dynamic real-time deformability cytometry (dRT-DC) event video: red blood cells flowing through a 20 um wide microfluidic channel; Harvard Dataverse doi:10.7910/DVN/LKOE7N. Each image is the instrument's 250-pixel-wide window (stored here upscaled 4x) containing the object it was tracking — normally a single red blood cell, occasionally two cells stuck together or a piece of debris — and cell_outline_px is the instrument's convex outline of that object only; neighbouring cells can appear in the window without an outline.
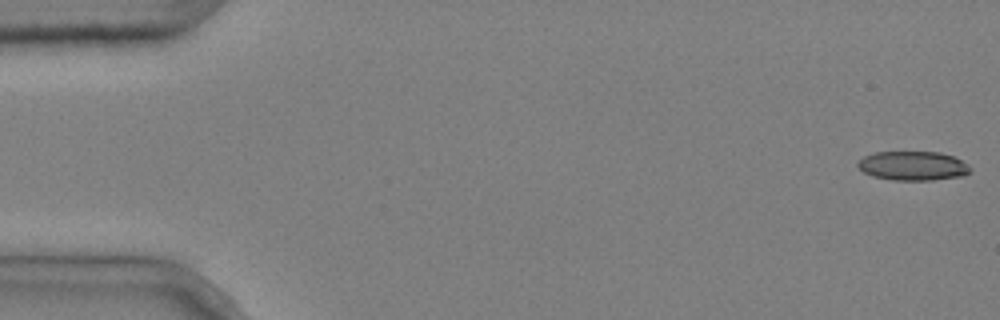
{"species": "common noctule bat (a hibernating species)", "species_latin": "Nyctalus noctula", "temperature_condition": "cold", "stored_images_in_passage": 5, "camera_frame_rate_fps": 3000, "um_per_image_px": 0.085, "animal": {"sex": "male", "body_mass_g": 20.4}, "frame": {"image": 1, "passage_image": 1, "time_ms": 0.0, "image_size_px": [1000, 320], "cell_outline_px": [[972, 172], [964, 176], [932, 180], [892, 180], [872, 176], [864, 172], [856, 164], [864, 156], [872, 152], [940, 152], [952, 156], [968, 164], [972, 168]], "centroid_in_image_um": [77.63, 14.1], "position_along_channel_um": 7.4, "area_um2": 19.25}}
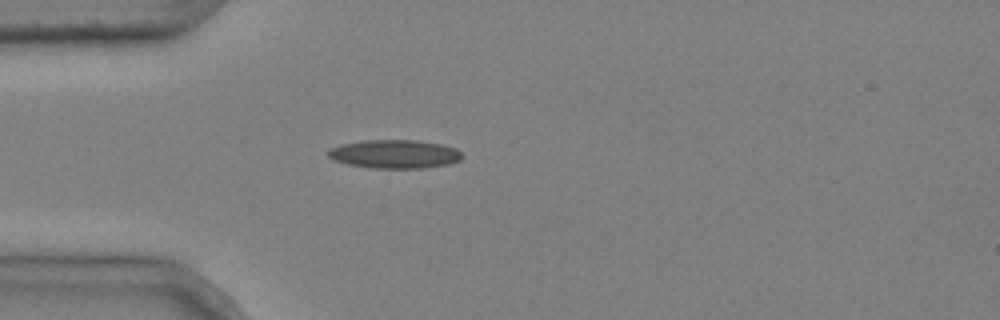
{"frame": {"image": 2, "passage_image": 5, "time_ms": 1.333, "image_size_px": [1000, 320], "cell_outline_px": [[460, 160], [448, 164], [420, 168], [372, 168], [348, 164], [332, 160], [324, 152], [328, 148], [340, 144], [364, 140], [416, 140], [440, 144], [456, 148], [460, 152]], "centroid_in_image_um": [33.45, 13.09], "position_along_channel_um": 51.5, "area_um2": 22.37}}